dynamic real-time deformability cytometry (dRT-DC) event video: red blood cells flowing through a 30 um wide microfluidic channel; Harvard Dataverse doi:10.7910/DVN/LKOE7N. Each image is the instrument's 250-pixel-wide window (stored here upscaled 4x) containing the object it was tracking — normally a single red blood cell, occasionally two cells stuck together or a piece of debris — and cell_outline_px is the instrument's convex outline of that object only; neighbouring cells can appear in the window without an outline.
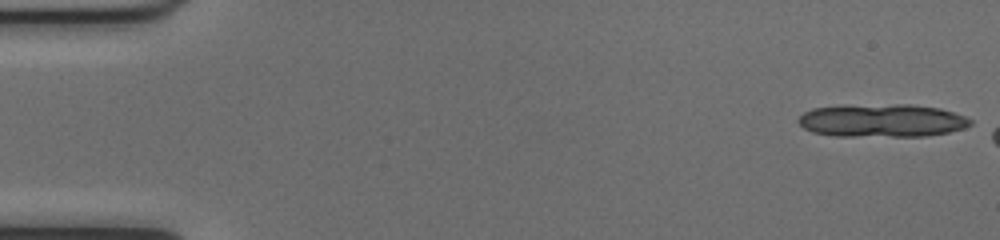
{"species": "common noctule bat (a hibernating species)", "species_latin": "Nyctalus noctula", "temperature_condition": "cold", "stored_images_in_passage": 8, "camera_frame_rate_fps": 3000, "um_per_image_px": 0.085, "animal": {"sex": "female", "body_mass_g": 17.0, "forearm_length_mm": 48.0}, "frame": {"image": 1, "passage_image": 1, "time_ms": 0.0, "image_size_px": [1000, 240], "cell_outline_px": [[972, 124], [964, 128], [948, 132], [928, 136], [832, 136], [812, 132], [804, 128], [796, 120], [804, 112], [812, 108], [844, 104], [912, 104], [940, 108], [964, 116], [972, 120]], "centroid_in_image_um": [74.93, 10.23], "position_along_channel_um": 10.1, "area_um2": 33.7}}